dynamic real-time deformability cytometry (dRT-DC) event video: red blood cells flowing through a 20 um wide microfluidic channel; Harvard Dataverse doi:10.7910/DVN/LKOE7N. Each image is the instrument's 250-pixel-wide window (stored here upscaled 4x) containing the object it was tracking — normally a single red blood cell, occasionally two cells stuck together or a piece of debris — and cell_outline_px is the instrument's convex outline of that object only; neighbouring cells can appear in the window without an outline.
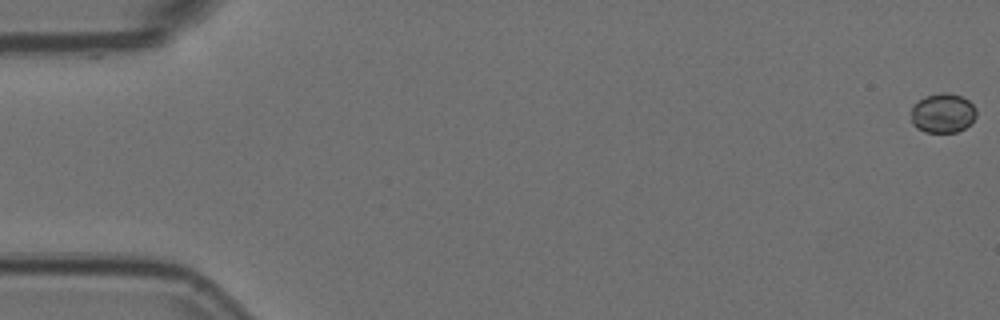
{"species": "Egyptian fruit bat (a non-hibernating species)", "species_latin": "Rousettus aegyptiacus", "temperature_condition": "room temperature", "stored_images_in_passage": 55, "camera_frame_rate_fps": 3000, "um_per_image_px": 0.085, "animal": {"sex": "female"}, "frame": {"image": 1, "passage_image": 1, "time_ms": 0.0, "image_size_px": [1000, 320], "cell_outline_px": [[976, 116], [964, 128], [956, 132], [924, 132], [916, 128], [912, 124], [912, 108], [924, 96], [940, 92], [948, 92], [960, 96], [968, 100], [976, 108]], "centroid_in_image_um": [80.13, 9.61], "position_along_channel_um": 4.9, "area_um2": 14.91}}
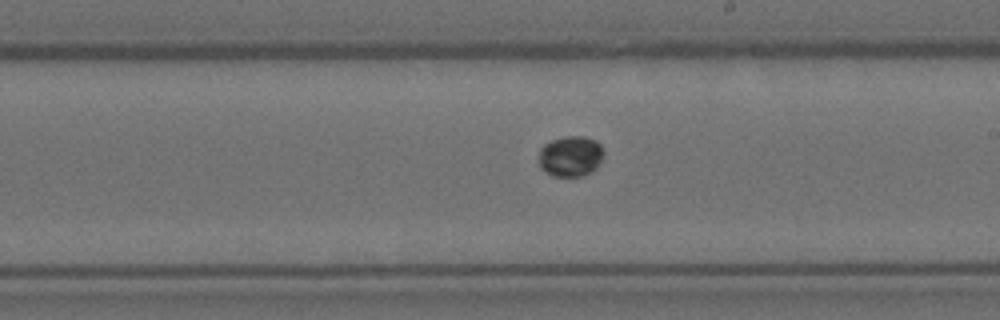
{"frame": {"image": 2, "passage_image": 32, "time_ms": 10.333, "image_size_px": [1000, 320], "cell_outline_px": [[604, 156], [596, 168], [580, 176], [552, 176], [540, 168], [540, 148], [544, 144], [552, 140], [564, 136], [584, 136], [596, 140], [604, 148]], "centroid_in_image_um": [48.52, 13.26], "position_along_channel_um": 240.5, "area_um2": 15.43}}
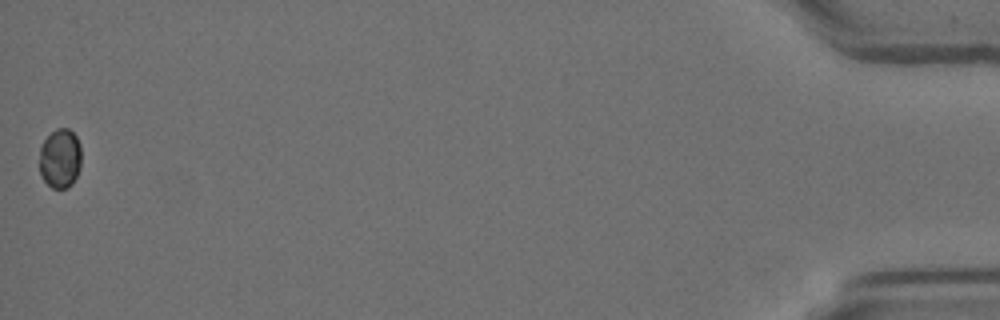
{"frame": {"image": 3, "passage_image": 55, "time_ms": 18.0, "image_size_px": [1000, 320], "cell_outline_px": [[80, 168], [72, 184], [68, 188], [52, 188], [44, 180], [40, 172], [40, 148], [44, 140], [56, 128], [68, 128], [76, 136], [80, 144]], "centroid_in_image_um": [5.11, 13.46], "position_along_channel_um": 430.1, "area_um2": 14.45}}